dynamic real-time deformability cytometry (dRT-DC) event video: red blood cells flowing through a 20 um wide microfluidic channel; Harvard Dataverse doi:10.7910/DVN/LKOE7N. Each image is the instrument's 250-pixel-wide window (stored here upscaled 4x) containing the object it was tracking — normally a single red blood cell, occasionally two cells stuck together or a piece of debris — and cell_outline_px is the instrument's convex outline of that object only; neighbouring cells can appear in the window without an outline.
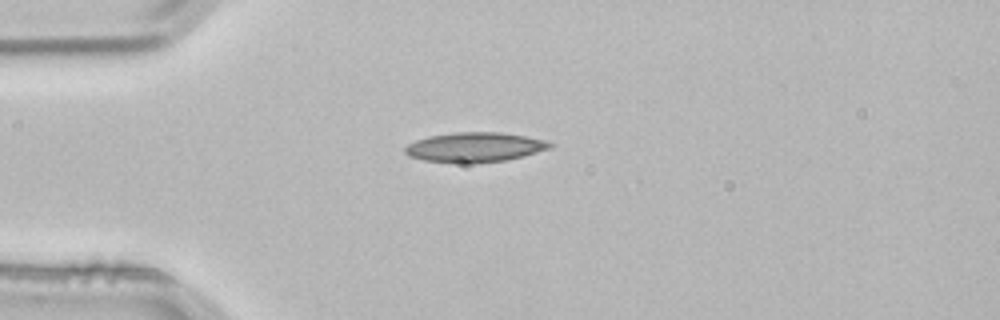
{"species": "common noctule bat (a hibernating species)", "species_latin": "Nyctalus noctula", "temperature_condition": "room temperature", "stored_images_in_passage": 1, "camera_frame_rate_fps": 3000, "um_per_image_px": 0.085, "animal": {"sex": "male", "body_mass_g": 21.5, "forearm_length_mm": 52.0}, "frame": {"image": 1, "passage_image": 1, "time_ms": 0.0, "image_size_px": [1000, 320], "cell_outline_px": [[552, 148], [524, 156], [504, 160], [472, 164], [464, 164], [424, 160], [408, 156], [404, 152], [404, 148], [408, 144], [416, 140], [428, 136], [456, 132], [500, 132], [548, 140], [552, 144]], "centroid_in_image_um": [40.35, 12.52], "position_along_channel_um": 44.6, "area_um2": 25.32}}